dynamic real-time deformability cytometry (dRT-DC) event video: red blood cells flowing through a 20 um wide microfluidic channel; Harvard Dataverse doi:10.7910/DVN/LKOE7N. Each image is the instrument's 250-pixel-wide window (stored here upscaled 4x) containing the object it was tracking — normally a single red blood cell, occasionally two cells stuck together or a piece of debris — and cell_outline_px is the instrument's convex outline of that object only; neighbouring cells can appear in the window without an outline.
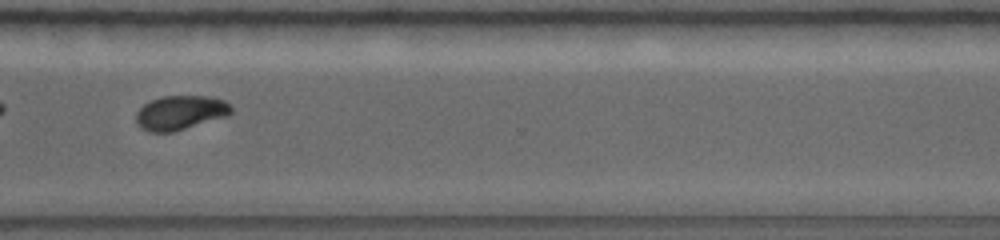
{"species": "common noctule bat (a hibernating species)", "species_latin": "Nyctalus noctula", "temperature_condition": "warm", "stored_images_in_passage": 18, "camera_frame_rate_fps": 5000, "um_per_image_px": 0.085, "animal": {"sex": "female", "body_mass_g": 19.0, "forearm_length_mm": 56.7}, "frame": {"image": 1, "passage_image": 13, "time_ms": 5.6, "image_size_px": [1000, 240], "cell_outline_px": [[232, 112], [228, 116], [172, 132], [148, 132], [140, 128], [136, 124], [136, 112], [144, 104], [152, 100], [164, 96], [208, 96], [224, 100], [232, 108]], "centroid_in_image_um": [15.31, 9.58], "position_along_channel_um": 355.3, "area_um2": 19.02}}